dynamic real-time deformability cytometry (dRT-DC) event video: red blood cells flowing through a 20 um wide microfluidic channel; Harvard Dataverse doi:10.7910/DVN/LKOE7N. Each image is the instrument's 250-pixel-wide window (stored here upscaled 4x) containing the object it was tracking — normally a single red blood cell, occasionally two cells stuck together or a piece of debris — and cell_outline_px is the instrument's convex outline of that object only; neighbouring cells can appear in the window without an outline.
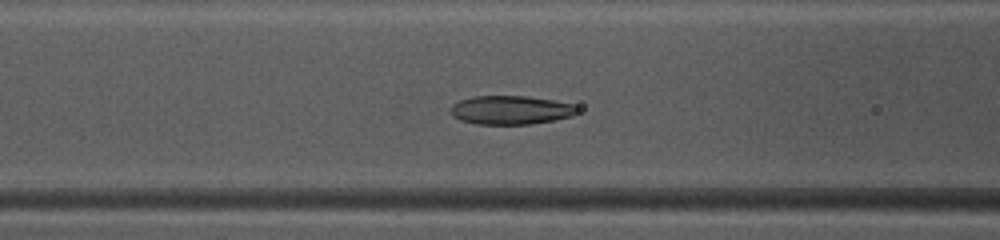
{"species": "common noctule bat (a hibernating species)", "species_latin": "Nyctalus noctula", "temperature_condition": "warm", "stored_images_in_passage": 37, "camera_frame_rate_fps": 3000, "um_per_image_px": 0.085, "animal": {"sex": "female", "body_mass_g": 10.0, "forearm_length_mm": 53.1}, "frame": {"image": 1, "passage_image": 8, "time_ms": 2.333, "image_size_px": [1000, 240], "cell_outline_px": [[580, 112], [572, 116], [552, 120], [528, 124], [476, 124], [460, 120], [452, 116], [448, 112], [448, 108], [452, 104], [460, 100], [472, 96], [524, 96], [552, 100], [572, 104], [580, 108]], "centroid_in_image_um": [43.37, 9.35], "position_along_channel_um": 123.2, "area_um2": 21.39}}
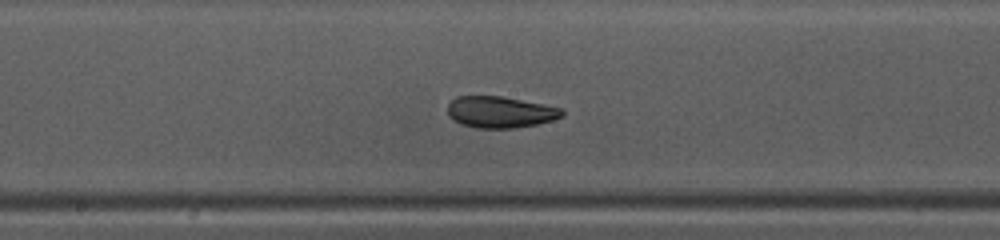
{"frame": {"image": 2, "passage_image": 14, "time_ms": 4.333, "image_size_px": [1000, 240], "cell_outline_px": [[564, 116], [552, 120], [536, 124], [512, 128], [476, 128], [460, 124], [452, 120], [448, 116], [448, 104], [456, 96], [500, 96], [564, 108]], "centroid_in_image_um": [42.5, 9.53], "position_along_channel_um": 205.7, "area_um2": 21.04}}
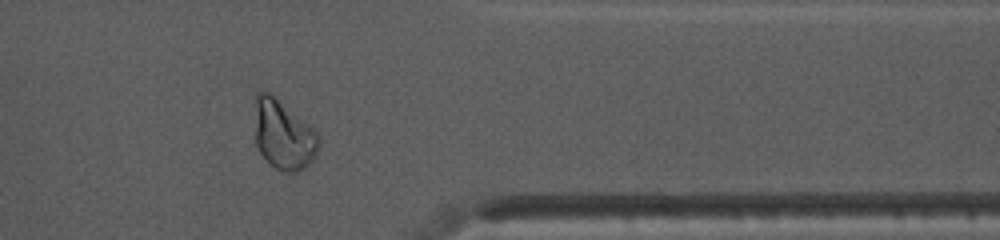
{"frame": {"image": 3, "passage_image": 28, "time_ms": 9.0, "image_size_px": [1000, 240], "cell_outline_px": [[320, 144], [312, 160], [308, 164], [296, 172], [284, 172], [276, 168], [260, 152], [256, 144], [256, 92], [268, 92], [312, 128], [316, 132], [320, 140]], "centroid_in_image_um": [24.09, 11.49], "position_along_channel_um": 387.3, "area_um2": 24.91}, "authors_computed_cell_mechanics": {"area_um2": 22.1952, "velocity_mm_per_s": 4.1063, "shape_relaxation_time_tau1_ms": 5.1926, "shape_relaxation_time_tau2_ms": 3.4918, "deformation_change_tau1": 0.1666, "deformation_change_tau2": 0.0564}}